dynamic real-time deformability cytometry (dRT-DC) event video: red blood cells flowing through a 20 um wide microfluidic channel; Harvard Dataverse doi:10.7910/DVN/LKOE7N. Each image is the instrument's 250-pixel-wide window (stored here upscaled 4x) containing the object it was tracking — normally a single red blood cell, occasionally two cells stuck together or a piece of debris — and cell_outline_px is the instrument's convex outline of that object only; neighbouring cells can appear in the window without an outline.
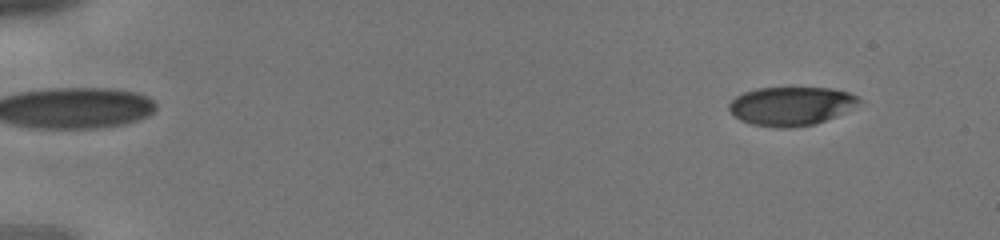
{"species": "human", "species_latin": "Homo sapiens", "temperature_condition": "cold", "stored_images_in_passage": 42, "camera_frame_rate_fps": 3000, "um_per_image_px": 0.085, "donor": {"sex": "male"}, "frame": {"image": 1, "passage_image": 4, "time_ms": 1.0, "image_size_px": [1000, 240], "cell_outline_px": [[860, 100], [836, 116], [812, 124], [792, 128], [780, 128], [752, 124], [740, 120], [728, 108], [728, 104], [736, 96], [744, 92], [756, 88], [832, 88], [848, 92], [856, 96]], "centroid_in_image_um": [67.17, 9.01], "position_along_channel_um": 17.8, "area_um2": 28.78}}
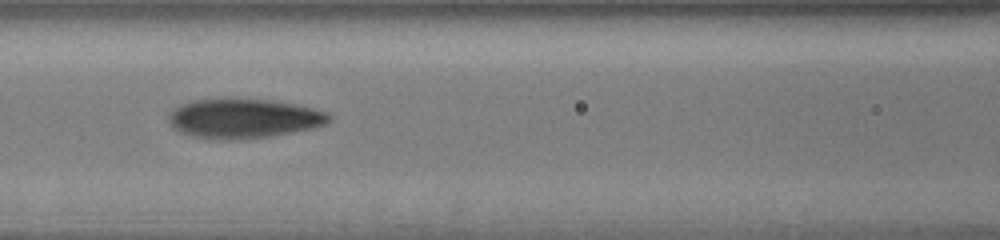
{"frame": {"image": 2, "passage_image": 20, "time_ms": 6.333, "image_size_px": [1000, 240], "cell_outline_px": [[332, 120], [324, 124], [312, 128], [292, 132], [268, 136], [232, 140], [220, 140], [192, 136], [180, 132], [172, 128], [168, 120], [168, 116], [172, 108], [180, 104], [192, 100], [224, 96], [272, 100], [312, 108], [328, 112], [332, 116]], "centroid_in_image_um": [20.64, 10.03], "position_along_channel_um": 146.0, "area_um2": 37.74}}
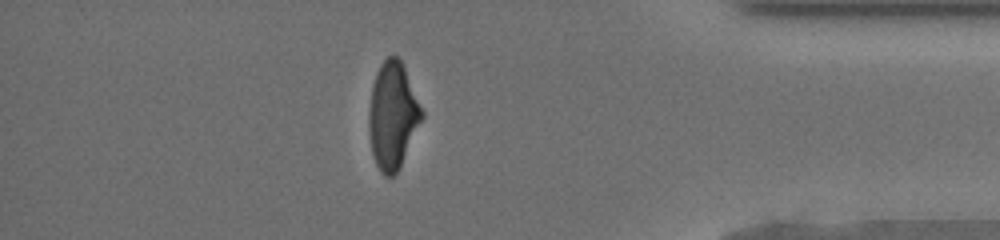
{"frame": {"image": 3, "passage_image": 37, "time_ms": 12.0, "image_size_px": [1000, 240], "cell_outline_px": [[424, 116], [396, 172], [392, 176], [384, 176], [380, 172], [376, 164], [372, 152], [368, 132], [368, 112], [372, 84], [376, 72], [380, 64], [388, 56], [396, 56], [400, 60], [404, 68], [424, 112]], "centroid_in_image_um": [33.35, 9.81], "position_along_channel_um": 401.9, "area_um2": 32.6}}